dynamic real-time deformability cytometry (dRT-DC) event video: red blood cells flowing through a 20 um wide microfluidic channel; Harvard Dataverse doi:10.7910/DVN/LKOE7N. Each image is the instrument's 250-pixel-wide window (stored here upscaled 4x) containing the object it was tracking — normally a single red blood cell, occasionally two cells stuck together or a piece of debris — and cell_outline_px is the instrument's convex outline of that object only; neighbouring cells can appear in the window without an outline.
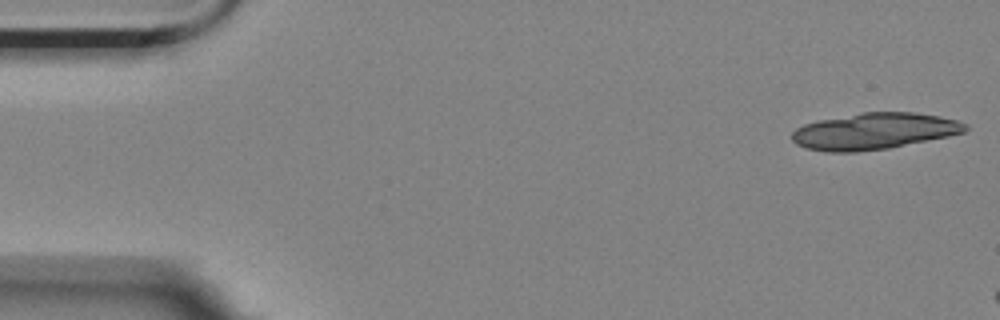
{"species": "Egyptian fruit bat (a non-hibernating species)", "species_latin": "Rousettus aegyptiacus", "temperature_condition": "room temperature", "stored_images_in_passage": 9, "camera_frame_rate_fps": 3000, "um_per_image_px": 0.085, "animal": {"sex": "female"}, "frame": {"image": 1, "passage_image": 1, "time_ms": 0.0, "image_size_px": [1000, 320], "cell_outline_px": [[968, 128], [964, 132], [948, 136], [888, 148], [856, 152], [824, 152], [804, 148], [796, 144], [792, 140], [792, 132], [796, 128], [804, 124], [820, 120], [864, 112], [912, 112], [940, 116], [956, 120], [964, 124]], "centroid_in_image_um": [74.26, 11.16], "position_along_channel_um": 10.7, "area_um2": 36.59}}